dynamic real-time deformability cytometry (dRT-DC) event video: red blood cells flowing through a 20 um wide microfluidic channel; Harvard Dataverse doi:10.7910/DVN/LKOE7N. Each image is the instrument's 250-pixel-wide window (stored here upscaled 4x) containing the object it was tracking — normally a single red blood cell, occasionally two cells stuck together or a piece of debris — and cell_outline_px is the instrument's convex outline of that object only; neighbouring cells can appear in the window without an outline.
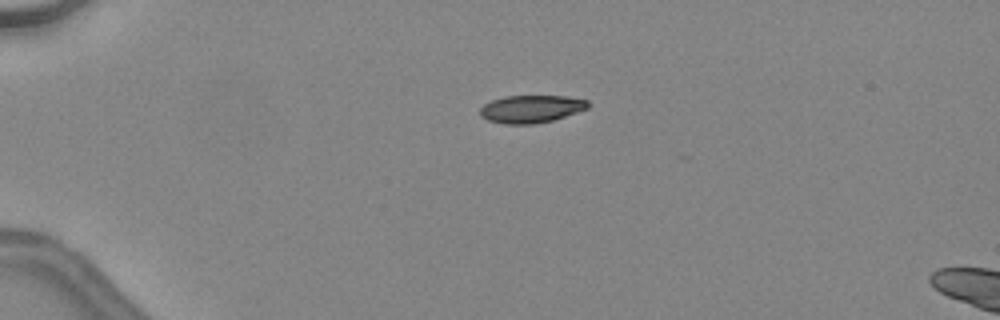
{"species": "common noctule bat (a hibernating species)", "species_latin": "Nyctalus noctula", "temperature_condition": "warm", "stored_images_in_passage": 19, "camera_frame_rate_fps": 3000, "um_per_image_px": 0.085, "animal": {"sex": "female", "body_mass_g": 24.6, "forearm_length_mm": 56.2}, "frame": {"image": 1, "passage_image": 14, "time_ms": 4.333, "image_size_px": [1000, 320], "cell_outline_px": [[592, 104], [588, 108], [552, 120], [536, 124], [504, 124], [488, 120], [480, 116], [480, 108], [484, 104], [492, 100], [504, 96], [564, 96], [588, 100]], "centroid_in_image_um": [45.14, 9.26], "position_along_channel_um": 39.9, "area_um2": 17.4}}